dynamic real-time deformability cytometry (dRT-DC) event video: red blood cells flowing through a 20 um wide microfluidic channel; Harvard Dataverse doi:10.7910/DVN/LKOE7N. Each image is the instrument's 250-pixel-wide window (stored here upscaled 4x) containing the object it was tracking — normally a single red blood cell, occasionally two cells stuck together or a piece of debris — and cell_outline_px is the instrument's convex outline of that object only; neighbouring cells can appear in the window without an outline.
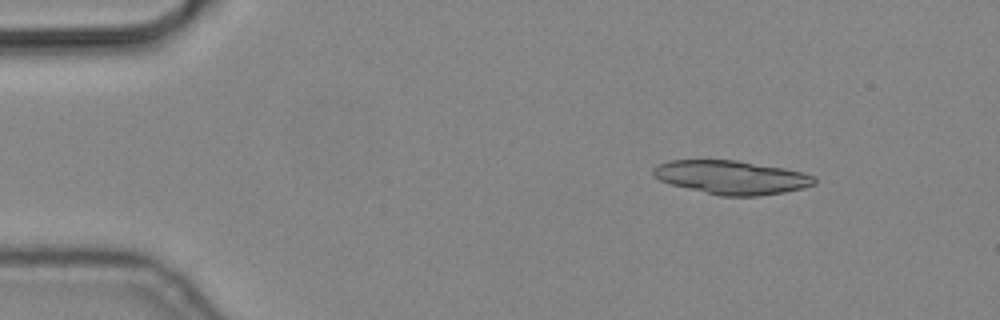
{"species": "common noctule bat (a hibernating species)", "species_latin": "Nyctalus noctula", "temperature_condition": "cold", "stored_images_in_passage": 4, "camera_frame_rate_fps": 3000, "um_per_image_px": 0.085, "animal": {"sex": "male", "body_mass_g": 19.2, "forearm_length_mm": 51.8}, "frame": {"image": 1, "passage_image": 2, "time_ms": 0.333, "image_size_px": [1000, 320], "cell_outline_px": [[816, 184], [804, 188], [784, 192], [756, 196], [720, 196], [672, 184], [660, 180], [652, 172], [652, 168], [668, 160], [736, 160], [784, 168], [804, 172], [816, 176]], "centroid_in_image_um": [62.23, 15.07], "position_along_channel_um": 22.8, "area_um2": 31.56}}